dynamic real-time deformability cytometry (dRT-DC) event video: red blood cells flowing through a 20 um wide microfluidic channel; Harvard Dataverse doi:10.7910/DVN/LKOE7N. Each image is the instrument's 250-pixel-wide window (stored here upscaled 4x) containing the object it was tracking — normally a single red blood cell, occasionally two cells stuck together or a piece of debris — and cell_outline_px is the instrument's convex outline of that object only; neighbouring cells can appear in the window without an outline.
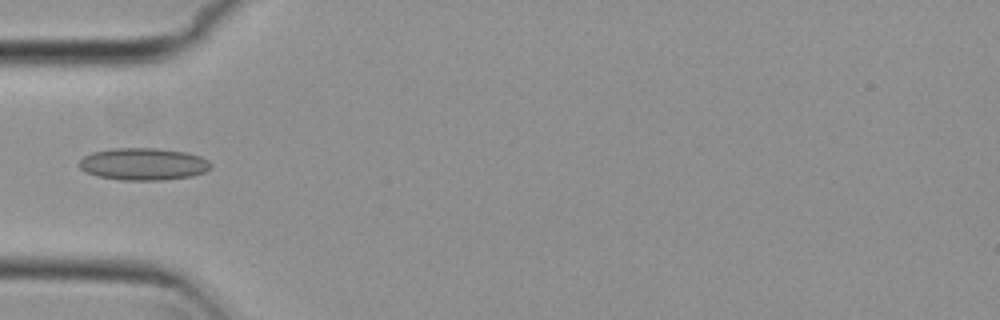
{"species": "common noctule bat (a hibernating species)", "species_latin": "Nyctalus noctula", "temperature_condition": "cold", "stored_images_in_passage": 5, "camera_frame_rate_fps": 3000, "um_per_image_px": 0.085, "animal": {"sex": "female", "body_mass_g": 29.2, "forearm_length_mm": 56.3}, "frame": {"image": 1, "passage_image": 4, "time_ms": 1.0, "image_size_px": [1000, 320], "cell_outline_px": [[212, 168], [204, 172], [192, 176], [164, 180], [120, 180], [96, 176], [80, 168], [80, 160], [84, 156], [92, 152], [112, 148], [156, 148], [184, 152], [200, 156], [208, 160], [212, 164]], "centroid_in_image_um": [12.2, 13.95], "position_along_channel_um": 72.8, "area_um2": 24.74}}
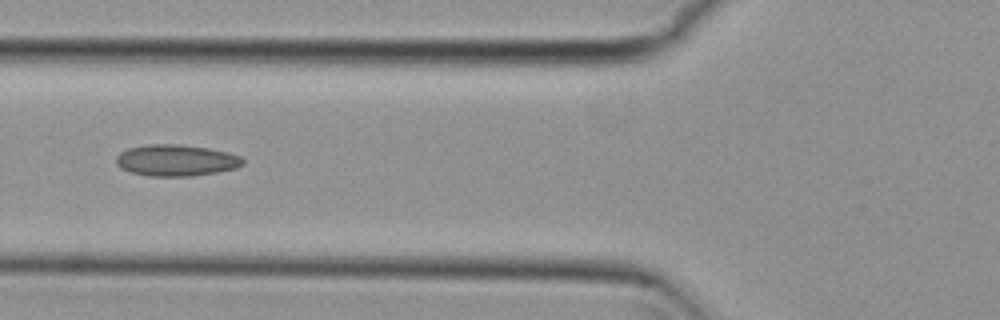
{"frame": {"image": 2, "passage_image": 5, "time_ms": 1.333, "image_size_px": [1000, 320], "cell_outline_px": [[244, 164], [236, 168], [216, 172], [192, 176], [148, 176], [132, 172], [120, 168], [116, 164], [116, 156], [120, 152], [128, 148], [148, 144], [180, 144], [208, 148], [228, 152], [240, 156], [244, 160]], "centroid_in_image_um": [14.96, 13.62], "position_along_channel_um": 110.8, "area_um2": 23.29}}